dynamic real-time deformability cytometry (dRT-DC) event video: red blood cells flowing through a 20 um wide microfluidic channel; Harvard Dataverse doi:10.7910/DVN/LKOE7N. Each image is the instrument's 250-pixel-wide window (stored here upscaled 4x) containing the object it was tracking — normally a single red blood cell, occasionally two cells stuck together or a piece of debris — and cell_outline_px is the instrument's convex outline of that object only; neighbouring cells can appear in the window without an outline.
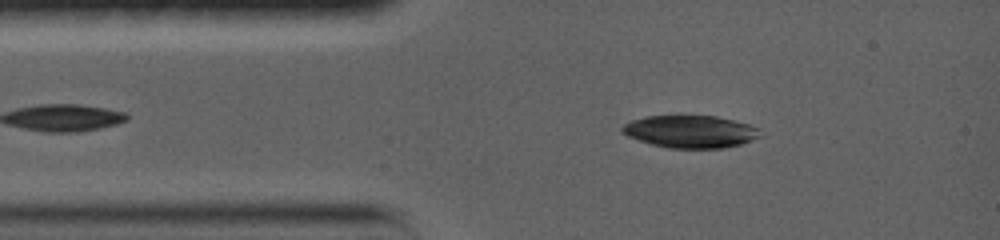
{"species": "common noctule bat (a hibernating species)", "species_latin": "Nyctalus noctula", "temperature_condition": "warm", "stored_images_in_passage": 50, "camera_frame_rate_fps": 5000, "um_per_image_px": 0.085, "animal": {"sex": "female", "body_mass_g": 19.0, "forearm_length_mm": 56.7}, "frame": {"image": 1, "passage_image": 9, "time_ms": 1.6, "image_size_px": [1000, 240], "cell_outline_px": [[760, 136], [752, 140], [740, 144], [724, 148], [668, 148], [652, 144], [628, 136], [620, 132], [620, 128], [624, 124], [632, 120], [648, 116], [680, 112], [716, 116], [748, 124], [760, 128]], "centroid_in_image_um": [58.65, 11.13], "position_along_channel_um": 26.3, "area_um2": 26.93}}
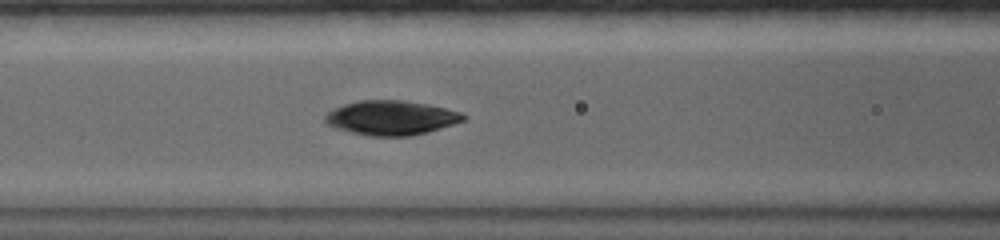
{"frame": {"image": 2, "passage_image": 28, "time_ms": 5.2, "image_size_px": [1000, 240], "cell_outline_px": [[468, 116], [464, 120], [428, 132], [412, 136], [368, 136], [332, 128], [324, 120], [324, 116], [332, 108], [344, 104], [360, 100], [404, 100], [428, 104], [460, 112]], "centroid_in_image_um": [33.21, 10.01], "position_along_channel_um": 133.4, "area_um2": 27.92}}
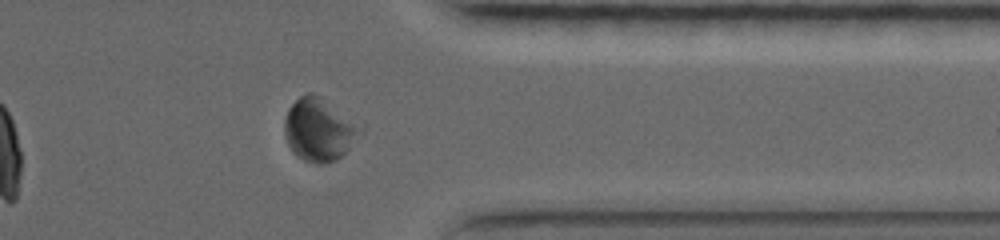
{"frame": {"image": 3, "passage_image": 45, "time_ms": 12.4, "image_size_px": [1000, 240], "cell_outline_px": [[364, 132], [336, 160], [324, 164], [316, 164], [304, 160], [296, 156], [292, 152], [284, 136], [284, 120], [288, 108], [304, 92], [312, 92], [364, 124]], "centroid_in_image_um": [27.15, 11.01], "position_along_channel_um": 384.3, "area_um2": 28.26}, "authors_computed_cell_mechanics": {"area_um2": 27.6862, "velocity_mm_per_s": 3.5655, "shape_relaxation_time_tau1_ms": 4.7646, "shape_relaxation_time_tau2_ms": 1.9063, "deformation_change_tau1": 0.1562, "deformation_change_tau2": 0.042}}